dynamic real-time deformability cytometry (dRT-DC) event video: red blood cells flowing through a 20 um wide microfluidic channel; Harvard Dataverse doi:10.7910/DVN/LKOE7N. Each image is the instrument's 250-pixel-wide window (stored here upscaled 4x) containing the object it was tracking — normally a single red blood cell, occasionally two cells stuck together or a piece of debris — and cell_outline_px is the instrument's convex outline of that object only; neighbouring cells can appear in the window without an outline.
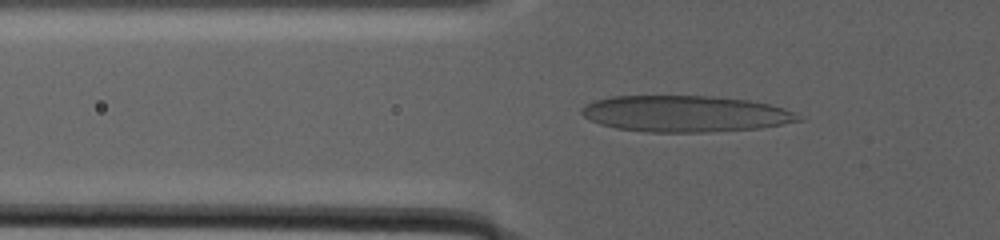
{"species": "human", "species_latin": "Homo sapiens", "temperature_condition": "warm", "stored_images_in_passage": 90, "camera_frame_rate_fps": 3000, "um_per_image_px": 0.085, "donor": {"sex": "male"}, "frame": {"image": 1, "passage_image": 3, "time_ms": 0.667, "image_size_px": [1000, 240], "cell_outline_px": [[804, 120], [760, 128], [704, 132], [648, 132], [616, 128], [600, 124], [584, 116], [580, 112], [580, 108], [584, 104], [596, 100], [612, 96], [712, 96], [748, 100], [768, 104], [784, 108], [796, 112]], "centroid_in_image_um": [58.25, 9.67], "position_along_channel_um": 67.6, "area_um2": 45.89}}
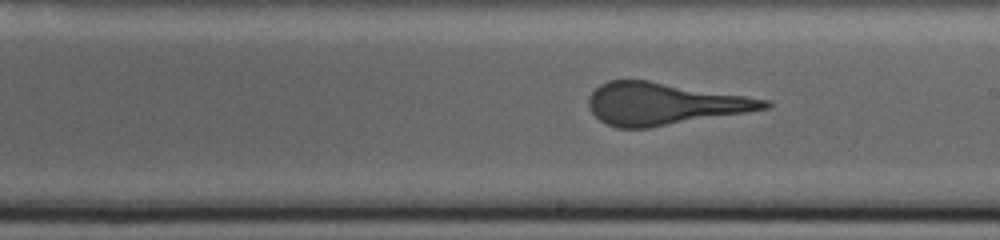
{"frame": {"image": 2, "passage_image": 38, "time_ms": 9.333, "image_size_px": [1000, 240], "cell_outline_px": [[772, 104], [768, 108], [648, 128], [616, 128], [600, 120], [588, 108], [588, 96], [600, 84], [608, 80], [648, 80], [768, 100]], "centroid_in_image_um": [56.36, 8.82], "position_along_channel_um": 232.6, "area_um2": 42.54}}
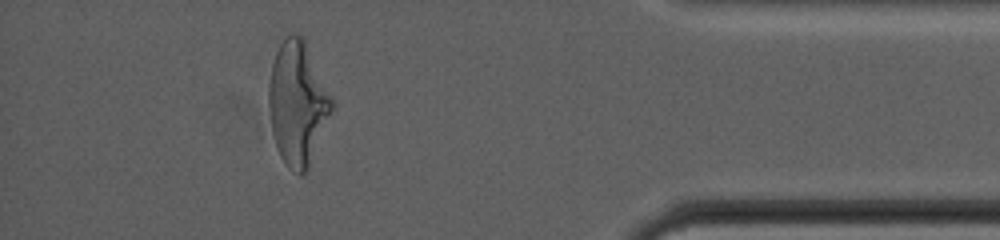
{"frame": {"image": 3, "passage_image": 78, "time_ms": 19.667, "image_size_px": [1000, 240], "cell_outline_px": [[336, 104], [308, 172], [300, 176], [288, 168], [284, 164], [276, 148], [272, 132], [268, 108], [268, 84], [272, 64], [276, 52], [284, 36], [292, 32], [296, 32], [304, 40]], "centroid_in_image_um": [25.3, 8.84], "position_along_channel_um": 409.9, "area_um2": 46.24}}